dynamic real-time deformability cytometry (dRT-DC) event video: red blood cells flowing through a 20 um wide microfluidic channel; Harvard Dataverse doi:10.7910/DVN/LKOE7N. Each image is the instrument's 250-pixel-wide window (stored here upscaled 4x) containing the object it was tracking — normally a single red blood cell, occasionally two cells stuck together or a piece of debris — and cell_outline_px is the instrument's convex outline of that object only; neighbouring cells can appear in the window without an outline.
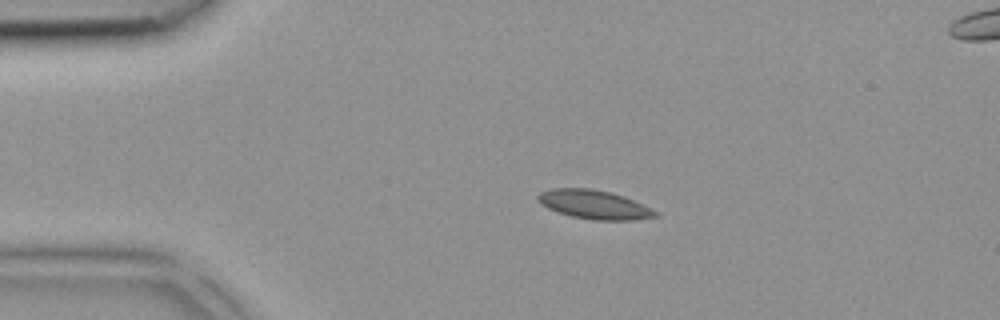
{"species": "common noctule bat (a hibernating species)", "species_latin": "Nyctalus noctula", "temperature_condition": "room temperature", "stored_images_in_passage": 3, "segment_of_instrument_passage": [1, 2], "camera_frame_rate_fps": 3000, "um_per_image_px": 0.085, "animal": {"sex": "female", "body_mass_g": 18.4}, "frame": {"image": 1, "passage_image": 1, "time_ms": 0.0, "image_size_px": [1000, 320], "cell_outline_px": [[656, 216], [632, 220], [592, 220], [572, 216], [556, 212], [540, 204], [536, 200], [536, 196], [540, 192], [552, 188], [588, 188], [612, 192], [624, 196], [656, 212]], "centroid_in_image_um": [50.4, 17.38], "position_along_channel_um": 34.6, "area_um2": 19.59}}